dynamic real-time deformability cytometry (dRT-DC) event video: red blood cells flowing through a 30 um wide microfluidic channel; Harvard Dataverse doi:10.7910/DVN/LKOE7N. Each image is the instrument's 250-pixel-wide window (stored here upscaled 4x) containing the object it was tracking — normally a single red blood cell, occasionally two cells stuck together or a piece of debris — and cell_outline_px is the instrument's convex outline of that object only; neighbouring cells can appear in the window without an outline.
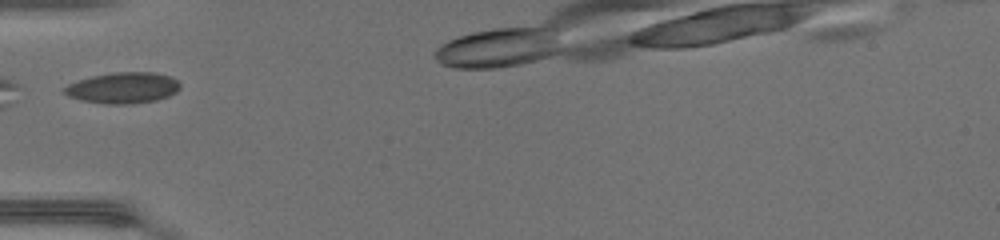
{"species": "common noctule bat (a hibernating species)", "species_latin": "Nyctalus noctula", "temperature_condition": "warm", "stored_images_in_passage": 27, "camera_frame_rate_fps": 3000, "um_per_image_px": 0.085, "animal": {"sex": "female", "body_mass_g": 17.0, "forearm_length_mm": 48.0}, "frame": {"image": 1, "passage_image": 3, "time_ms": 0.667, "image_size_px": [1000, 240], "cell_outline_px": [[180, 88], [176, 92], [168, 96], [156, 100], [128, 104], [104, 104], [84, 100], [68, 96], [64, 92], [64, 88], [68, 84], [92, 76], [116, 72], [156, 72], [168, 76], [176, 80], [180, 84]], "centroid_in_image_um": [10.47, 7.46], "position_along_channel_um": 74.5, "area_um2": 20.69}}
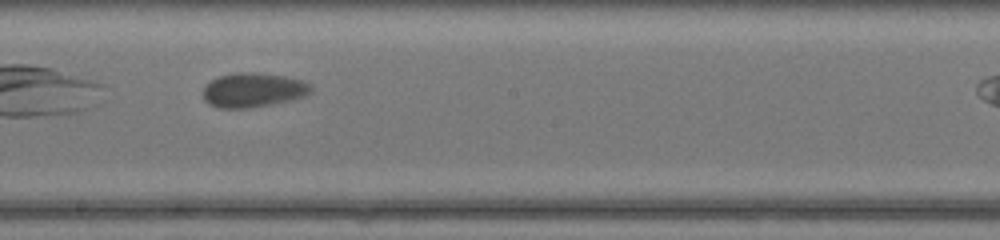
{"frame": {"image": 2, "passage_image": 14, "time_ms": 4.333, "image_size_px": [1000, 240], "cell_outline_px": [[312, 88], [304, 96], [272, 104], [252, 108], [216, 108], [208, 104], [204, 100], [204, 88], [212, 80], [220, 76], [236, 72], [256, 72], [284, 76], [300, 80], [308, 84]], "centroid_in_image_um": [21.47, 7.66], "position_along_channel_um": 226.7, "area_um2": 21.39}}
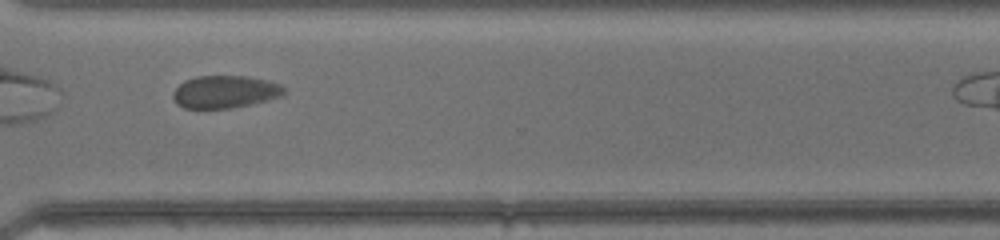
{"frame": {"image": 3, "passage_image": 23, "time_ms": 7.333, "image_size_px": [1000, 240], "cell_outline_px": [[284, 92], [280, 96], [232, 108], [184, 108], [176, 104], [172, 96], [172, 92], [184, 80], [196, 76], [248, 76], [280, 84], [284, 88]], "centroid_in_image_um": [19.05, 7.8], "position_along_channel_um": 351.6, "area_um2": 20.81}}